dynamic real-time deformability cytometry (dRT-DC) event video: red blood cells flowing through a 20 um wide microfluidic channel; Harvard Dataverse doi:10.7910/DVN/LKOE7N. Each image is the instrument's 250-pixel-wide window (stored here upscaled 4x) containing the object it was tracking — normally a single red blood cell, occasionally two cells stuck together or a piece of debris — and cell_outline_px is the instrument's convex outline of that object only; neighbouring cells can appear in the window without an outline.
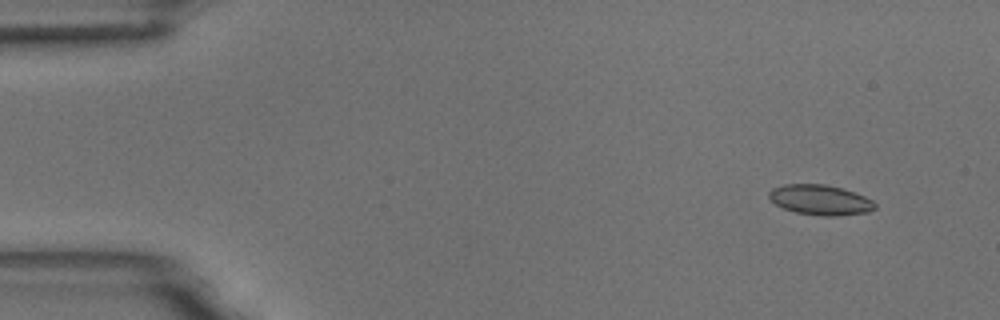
{"species": "common noctule bat (a hibernating species)", "species_latin": "Nyctalus noctula", "temperature_condition": "room temperature", "stored_images_in_passage": 5, "camera_frame_rate_fps": 3000, "um_per_image_px": 0.085, "animal": {"sex": "male", "body_mass_g": 18.8}, "frame": {"image": 1, "passage_image": 2, "time_ms": 1.333, "image_size_px": [1000, 320], "cell_outline_px": [[876, 208], [868, 212], [836, 216], [820, 216], [796, 212], [784, 208], [776, 204], [768, 196], [768, 192], [772, 188], [784, 184], [824, 184], [844, 188], [864, 196], [872, 200], [876, 204]], "centroid_in_image_um": [69.73, 16.99], "position_along_channel_um": 15.3, "area_um2": 18.67}}
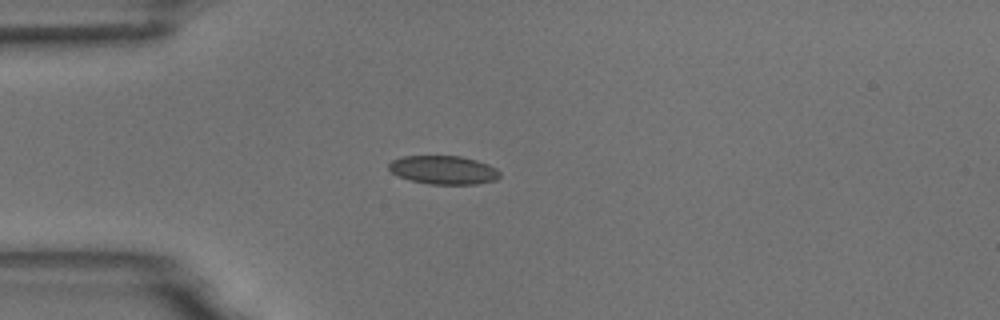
{"frame": {"image": 2, "passage_image": 5, "time_ms": 4.667, "image_size_px": [1000, 320], "cell_outline_px": [[500, 176], [496, 180], [476, 184], [428, 184], [396, 176], [388, 168], [388, 164], [392, 160], [404, 156], [460, 156], [476, 160], [488, 164], [496, 168], [500, 172]], "centroid_in_image_um": [37.69, 14.45], "position_along_channel_um": 47.3, "area_um2": 18.5}}